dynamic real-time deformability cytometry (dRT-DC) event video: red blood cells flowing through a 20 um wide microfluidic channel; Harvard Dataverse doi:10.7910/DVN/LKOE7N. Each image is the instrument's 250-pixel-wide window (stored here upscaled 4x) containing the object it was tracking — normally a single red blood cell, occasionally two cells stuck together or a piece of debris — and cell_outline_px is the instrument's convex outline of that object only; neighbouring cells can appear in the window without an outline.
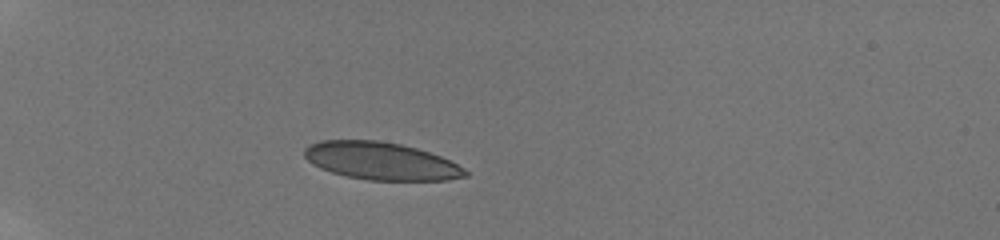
{"species": "human", "species_latin": "Homo sapiens", "temperature_condition": "room temperature", "stored_images_in_passage": 37, "camera_frame_rate_fps": 3000, "um_per_image_px": 0.085, "donor": {"sex": "male"}, "frame": {"image": 1, "passage_image": 1, "time_ms": 0.0, "image_size_px": [1000, 240], "cell_outline_px": [[468, 176], [448, 180], [368, 180], [348, 176], [332, 172], [320, 168], [312, 164], [304, 156], [304, 148], [308, 144], [320, 140], [376, 140], [400, 144], [416, 148], [440, 156], [464, 168], [468, 172]], "centroid_in_image_um": [32.36, 13.68], "position_along_channel_um": 52.6, "area_um2": 35.14}}
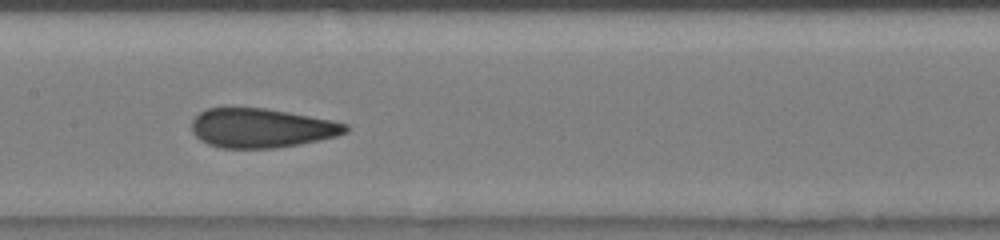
{"frame": {"image": 2, "passage_image": 14, "time_ms": 4.333, "image_size_px": [1000, 240], "cell_outline_px": [[348, 132], [336, 136], [320, 140], [300, 144], [276, 148], [220, 148], [208, 144], [200, 140], [192, 132], [192, 120], [200, 112], [208, 108], [264, 108], [288, 112], [332, 120], [348, 124]], "centroid_in_image_um": [22.23, 10.89], "position_along_channel_um": 185.2, "area_um2": 35.2}}
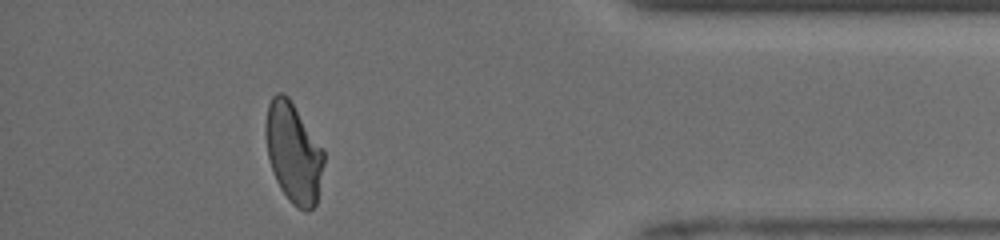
{"frame": {"image": 3, "passage_image": 33, "time_ms": 10.667, "image_size_px": [1000, 240], "cell_outline_px": [[324, 164], [316, 204], [308, 212], [304, 212], [296, 208], [288, 200], [280, 188], [276, 180], [268, 156], [264, 132], [264, 124], [268, 104], [272, 96], [276, 92], [284, 92], [288, 96], [324, 148]], "centroid_in_image_um": [24.94, 12.97], "position_along_channel_um": 410.3, "area_um2": 34.45}, "authors_computed_cell_mechanics": {"area_um2": 35.3736, "velocity_mm_per_s": 3.9794, "shape_relaxation_time_tau1_ms": 6.3433, "shape_relaxation_time_tau2_ms": 1.0333, "deformation_change_tau1": 0.1729, "deformation_change_tau2": 0.0743}}